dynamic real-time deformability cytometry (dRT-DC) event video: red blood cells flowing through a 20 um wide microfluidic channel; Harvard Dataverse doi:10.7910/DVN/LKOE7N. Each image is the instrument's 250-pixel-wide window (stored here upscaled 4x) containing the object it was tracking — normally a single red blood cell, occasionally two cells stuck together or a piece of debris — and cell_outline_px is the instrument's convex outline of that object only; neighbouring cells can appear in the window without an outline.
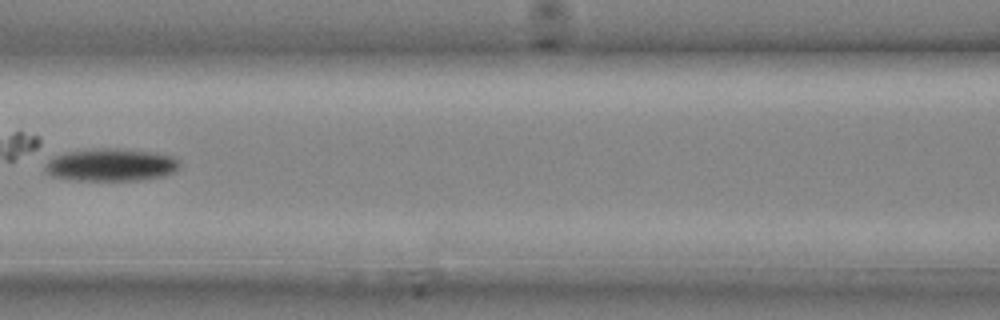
{"species": "common noctule bat (a hibernating species)", "species_latin": "Nyctalus noctula", "temperature_condition": "cold", "stored_images_in_passage": 11, "camera_frame_rate_fps": 3000, "um_per_image_px": 0.085, "animal": {"sex": "male", "body_mass_g": 20.4}, "frame": {"image": 1, "passage_image": 5, "time_ms": 1.333, "image_size_px": [1000, 320], "cell_outline_px": [[180, 164], [172, 172], [164, 176], [140, 180], [72, 180], [52, 176], [44, 172], [44, 168], [48, 156], [68, 152], [96, 148], [116, 148], [156, 152], [172, 156]], "centroid_in_image_um": [9.35, 14.01], "position_along_channel_um": 157.3, "area_um2": 25.78}}